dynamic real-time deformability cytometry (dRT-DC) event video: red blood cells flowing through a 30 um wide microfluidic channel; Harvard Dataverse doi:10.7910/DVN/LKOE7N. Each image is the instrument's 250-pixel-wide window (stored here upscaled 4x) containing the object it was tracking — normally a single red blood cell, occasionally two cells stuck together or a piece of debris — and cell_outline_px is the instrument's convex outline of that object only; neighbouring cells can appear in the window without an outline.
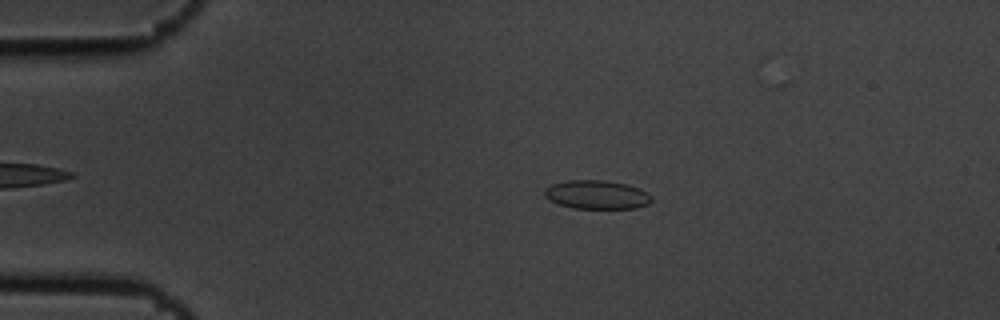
{"species": "common noctule bat (a hibernating species)", "species_latin": "Nyctalus noctula", "temperature_condition": "cold", "stored_images_in_passage": 11, "camera_frame_rate_fps": 3000, "um_per_image_px": 0.085, "animal": {"sex": "male", "body_mass_g": 19.5, "forearm_length_mm": 54.6}, "frame": {"image": 1, "passage_image": 3, "time_ms": 0.667, "image_size_px": [1000, 320], "cell_outline_px": [[652, 200], [648, 204], [636, 208], [572, 208], [560, 204], [544, 196], [544, 188], [552, 184], [568, 180], [604, 180], [624, 184], [640, 188], [648, 192], [652, 196]], "centroid_in_image_um": [50.74, 16.54], "position_along_channel_um": 34.3, "area_um2": 17.86}}
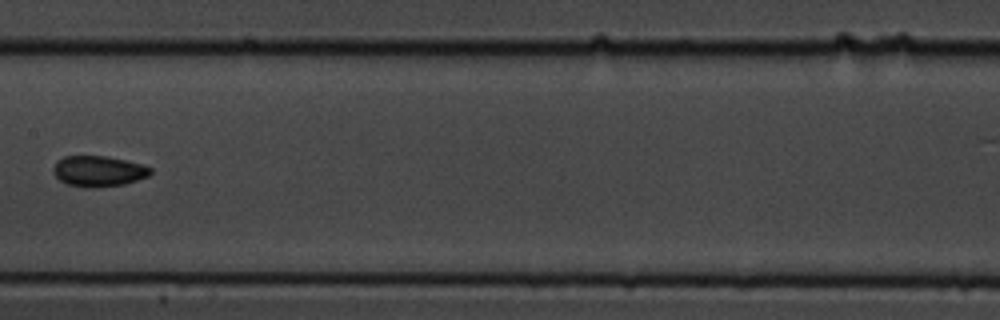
{"frame": {"image": 2, "passage_image": 8, "time_ms": 2.333, "image_size_px": [1000, 320], "cell_outline_px": [[152, 172], [148, 176], [124, 184], [100, 188], [84, 188], [68, 184], [60, 180], [52, 172], [52, 168], [64, 156], [104, 156], [124, 160], [140, 164], [152, 168]], "centroid_in_image_um": [8.36, 14.57], "position_along_channel_um": 199.0, "area_um2": 17.34}}
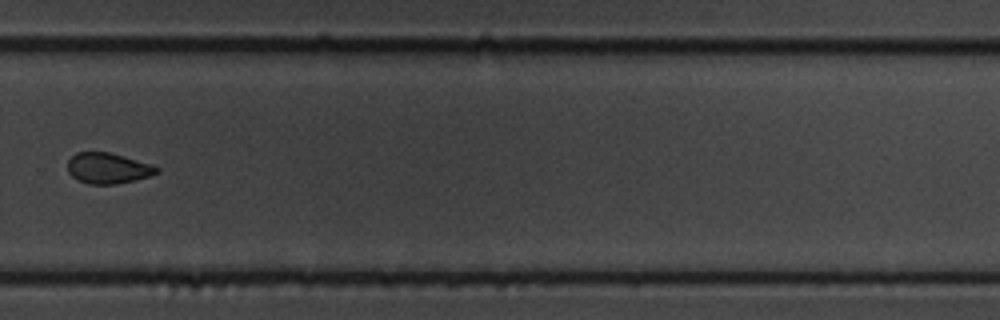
{"frame": {"image": 3, "passage_image": 11, "time_ms": 3.333, "image_size_px": [1000, 320], "cell_outline_px": [[160, 172], [136, 180], [116, 184], [88, 184], [76, 180], [68, 172], [68, 160], [76, 152], [108, 152], [124, 156], [152, 164], [160, 168]], "centroid_in_image_um": [9.18, 14.3], "position_along_channel_um": 320.6, "area_um2": 16.07}}